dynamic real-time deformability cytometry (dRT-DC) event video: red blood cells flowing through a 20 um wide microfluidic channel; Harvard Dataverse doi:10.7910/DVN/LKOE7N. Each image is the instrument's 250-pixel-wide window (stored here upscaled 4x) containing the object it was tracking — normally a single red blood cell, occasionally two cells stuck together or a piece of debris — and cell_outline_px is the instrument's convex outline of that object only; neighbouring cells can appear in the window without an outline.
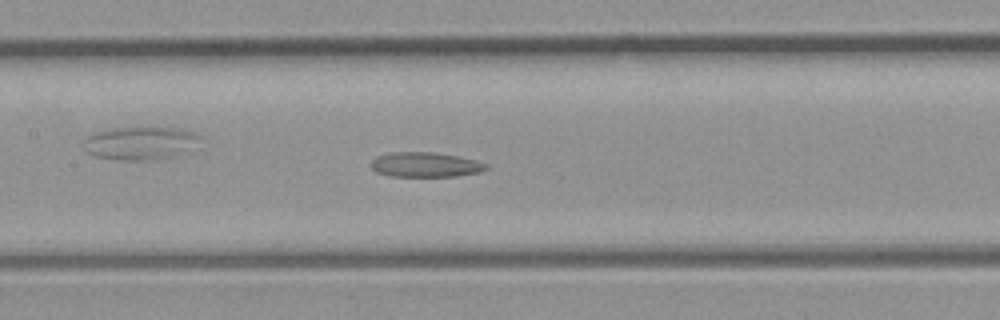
{"species": "common noctule bat (a hibernating species)", "species_latin": "Nyctalus noctula", "temperature_condition": "room temperature", "stored_images_in_passage": 30, "camera_frame_rate_fps": 3000, "um_per_image_px": 0.085, "animal": {"sex": "male", "body_mass_g": 23.1, "forearm_length_mm": 52.7}, "frame": {"image": 1, "passage_image": 16, "time_ms": 5.0, "image_size_px": [1000, 320], "cell_outline_px": [[488, 168], [480, 172], [456, 176], [392, 176], [376, 172], [372, 168], [372, 160], [376, 156], [392, 152], [432, 152], [460, 156], [476, 160], [488, 164]], "centroid_in_image_um": [36.18, 13.99], "position_along_channel_um": 171.2, "area_um2": 16.65}}
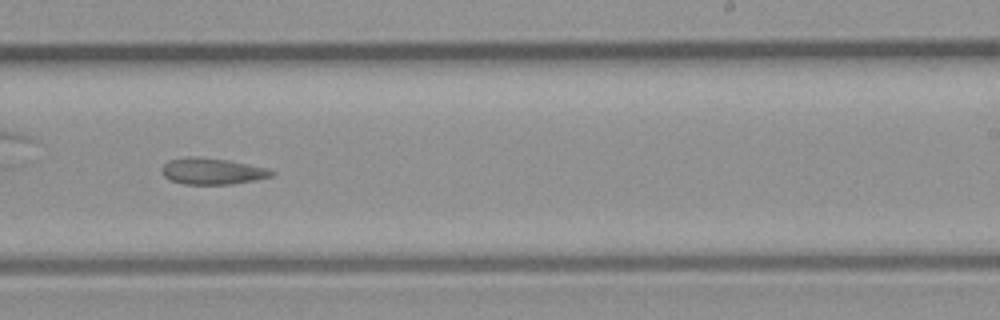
{"frame": {"image": 2, "passage_image": 21, "time_ms": 6.667, "image_size_px": [1000, 320], "cell_outline_px": [[276, 172], [272, 176], [256, 180], [232, 184], [184, 184], [172, 180], [164, 176], [160, 168], [168, 160], [188, 156], [196, 156], [228, 160], [268, 168]], "centroid_in_image_um": [18.04, 14.54], "position_along_channel_um": 271.0, "area_um2": 16.94}}
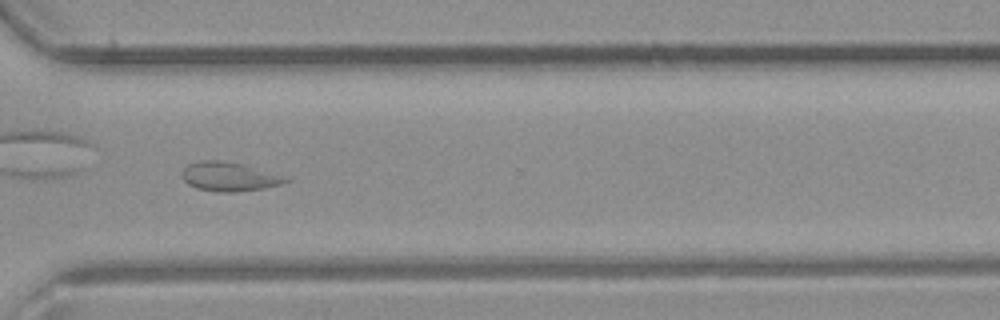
{"frame": {"image": 3, "passage_image": 25, "time_ms": 8.0, "image_size_px": [1000, 320], "cell_outline_px": [[292, 180], [280, 184], [264, 188], [236, 192], [224, 192], [196, 188], [188, 184], [180, 176], [180, 172], [188, 164], [200, 160], [224, 160], [244, 164]], "centroid_in_image_um": [19.39, 15.0], "position_along_channel_um": 351.2, "area_um2": 17.4}}